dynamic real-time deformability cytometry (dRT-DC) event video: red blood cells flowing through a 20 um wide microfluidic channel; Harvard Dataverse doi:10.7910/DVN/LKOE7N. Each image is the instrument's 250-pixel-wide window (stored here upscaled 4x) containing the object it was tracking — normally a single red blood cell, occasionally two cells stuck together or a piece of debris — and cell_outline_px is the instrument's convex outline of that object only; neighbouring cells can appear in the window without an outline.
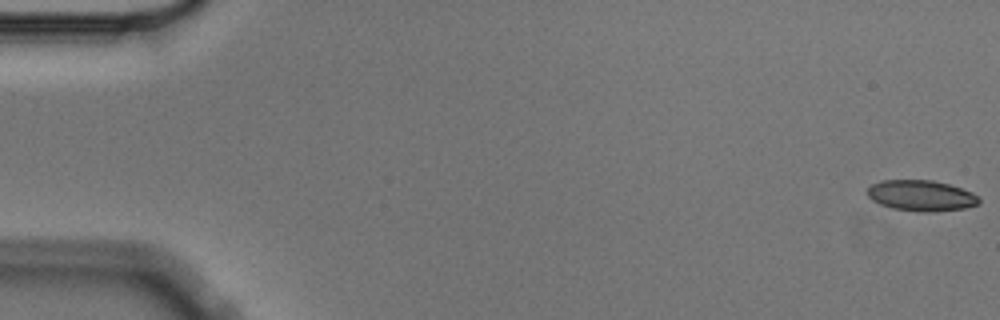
{"species": "Egyptian fruit bat (a non-hibernating species)", "species_latin": "Rousettus aegyptiacus", "temperature_condition": "cold", "stored_images_in_passage": 7, "camera_frame_rate_fps": 3000, "um_per_image_px": 0.085, "animal": {"sex": "male"}, "frame": {"image": 1, "passage_image": 1, "time_ms": 0.0, "image_size_px": [1000, 320], "cell_outline_px": [[980, 204], [964, 208], [928, 212], [892, 208], [880, 204], [872, 200], [868, 196], [868, 188], [872, 184], [880, 180], [932, 180], [948, 184], [972, 192], [980, 200]], "centroid_in_image_um": [78.29, 16.62], "position_along_channel_um": 6.7, "area_um2": 19.83}}
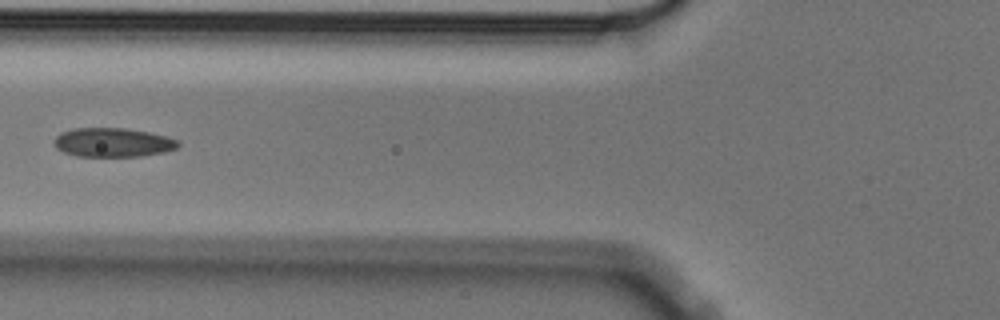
{"frame": {"image": 2, "passage_image": 6, "time_ms": 1.667, "image_size_px": [1000, 320], "cell_outline_px": [[180, 144], [176, 148], [164, 152], [140, 156], [76, 156], [64, 152], [56, 148], [56, 136], [60, 132], [72, 128], [124, 128], [148, 132], [180, 140]], "centroid_in_image_um": [9.59, 12.1], "position_along_channel_um": 116.2, "area_um2": 20.87}}
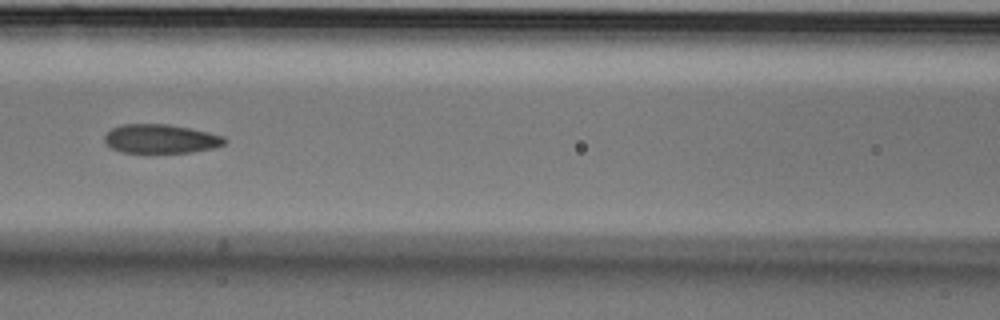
{"frame": {"image": 3, "passage_image": 7, "time_ms": 2.0, "image_size_px": [1000, 320], "cell_outline_px": [[228, 140], [224, 144], [212, 148], [192, 152], [144, 156], [120, 152], [112, 148], [104, 140], [104, 136], [112, 128], [124, 124], [168, 124], [192, 128], [224, 136]], "centroid_in_image_um": [13.65, 11.85], "position_along_channel_um": 153.0, "area_um2": 21.21}}